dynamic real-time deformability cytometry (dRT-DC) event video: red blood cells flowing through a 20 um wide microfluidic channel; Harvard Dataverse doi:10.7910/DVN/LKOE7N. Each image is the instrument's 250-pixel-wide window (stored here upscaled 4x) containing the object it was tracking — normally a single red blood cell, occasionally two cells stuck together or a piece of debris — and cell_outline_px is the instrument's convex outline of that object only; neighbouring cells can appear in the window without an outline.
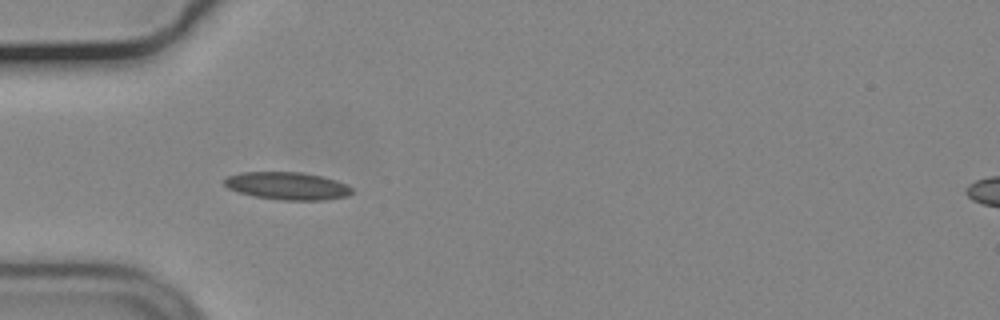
{"species": "common noctule bat (a hibernating species)", "species_latin": "Nyctalus noctula", "temperature_condition": "cold", "stored_images_in_passage": 14, "camera_frame_rate_fps": 3000, "um_per_image_px": 0.085, "animal": {"sex": "male", "body_mass_g": 19.2, "forearm_length_mm": 51.8}, "frame": {"image": 1, "passage_image": 7, "time_ms": 2.0, "image_size_px": [1000, 320], "cell_outline_px": [[352, 192], [348, 196], [324, 200], [284, 200], [256, 196], [240, 192], [228, 188], [224, 184], [224, 180], [228, 176], [240, 172], [300, 172], [320, 176], [336, 180], [352, 188]], "centroid_in_image_um": [24.43, 15.8], "position_along_channel_um": 60.6, "area_um2": 20.29}}
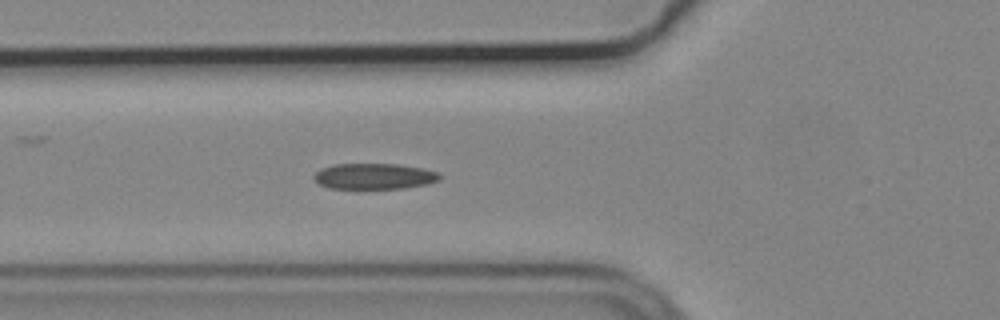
{"frame": {"image": 2, "passage_image": 10, "time_ms": 3.0, "image_size_px": [1000, 320], "cell_outline_px": [[440, 180], [428, 184], [404, 188], [328, 188], [320, 184], [312, 176], [320, 168], [332, 164], [400, 164], [424, 168], [440, 172]], "centroid_in_image_um": [31.84, 14.97], "position_along_channel_um": 94.0, "area_um2": 19.07}}